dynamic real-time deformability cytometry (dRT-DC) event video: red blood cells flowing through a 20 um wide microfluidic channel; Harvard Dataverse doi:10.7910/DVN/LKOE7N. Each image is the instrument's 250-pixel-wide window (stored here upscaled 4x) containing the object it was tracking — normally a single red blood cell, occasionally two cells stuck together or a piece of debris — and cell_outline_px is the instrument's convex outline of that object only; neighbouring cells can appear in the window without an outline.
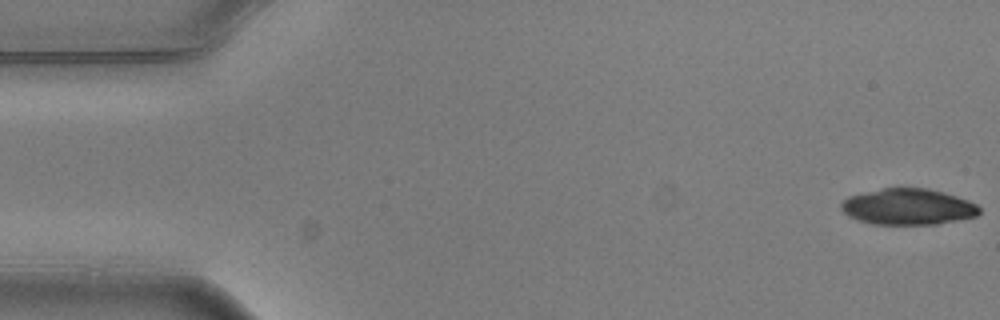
{"species": "common noctule bat (a hibernating species)", "species_latin": "Nyctalus noctula", "temperature_condition": "warm", "stored_images_in_passage": 5, "camera_frame_rate_fps": 3000, "um_per_image_px": 0.085, "animal": {"sex": "male", "body_mass_g": 20.5, "forearm_length_mm": 52.5}, "frame": {"image": 1, "passage_image": 1, "time_ms": 0.0, "image_size_px": [1000, 320], "cell_outline_px": [[980, 212], [976, 216], [936, 224], [872, 224], [848, 216], [840, 208], [840, 204], [848, 196], [884, 188], [928, 188], [944, 192], [968, 200], [976, 204], [980, 208]], "centroid_in_image_um": [77.18, 17.57], "position_along_channel_um": 7.8, "area_um2": 28.9}}